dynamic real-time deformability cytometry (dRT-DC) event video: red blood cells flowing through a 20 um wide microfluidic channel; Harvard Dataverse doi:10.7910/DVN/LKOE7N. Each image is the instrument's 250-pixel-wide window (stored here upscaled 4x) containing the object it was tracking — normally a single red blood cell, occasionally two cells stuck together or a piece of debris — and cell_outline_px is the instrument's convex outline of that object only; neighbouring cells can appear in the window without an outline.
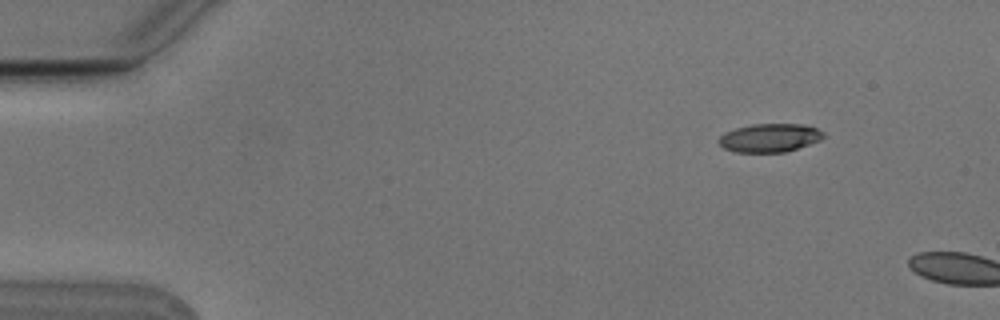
{"species": "Egyptian fruit bat (a non-hibernating species)", "species_latin": "Rousettus aegyptiacus", "temperature_condition": "cold", "stored_images_in_passage": 3, "camera_frame_rate_fps": 3000, "um_per_image_px": 0.085, "animal": {"sex": "male"}, "frame": {"image": 1, "passage_image": 2, "time_ms": 0.333, "image_size_px": [1000, 320], "cell_outline_px": [[824, 136], [820, 140], [784, 152], [736, 152], [724, 148], [716, 140], [724, 132], [736, 128], [752, 124], [804, 124], [816, 128], [824, 132]], "centroid_in_image_um": [65.39, 11.7], "position_along_channel_um": 19.6, "area_um2": 17.28}}